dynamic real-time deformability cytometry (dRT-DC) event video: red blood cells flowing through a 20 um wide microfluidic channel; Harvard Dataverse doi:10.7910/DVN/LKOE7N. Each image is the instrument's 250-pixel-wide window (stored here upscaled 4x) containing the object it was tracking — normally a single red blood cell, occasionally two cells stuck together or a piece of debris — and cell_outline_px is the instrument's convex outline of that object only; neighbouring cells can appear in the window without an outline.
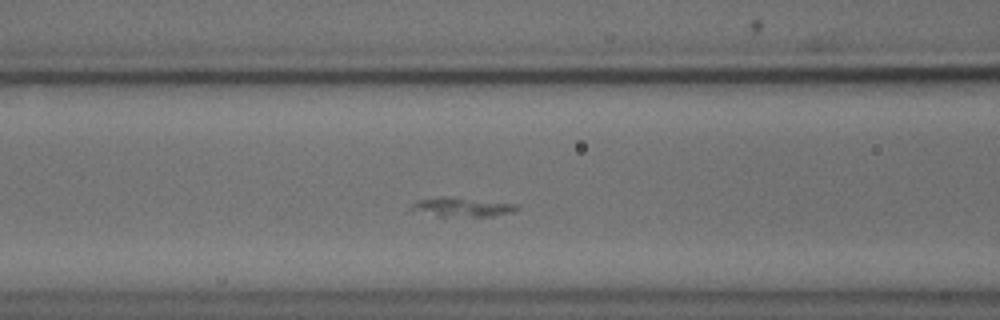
{"species": "common noctule bat (a hibernating species)", "species_latin": "Nyctalus noctula", "temperature_condition": "cold", "stored_images_in_passage": 24, "camera_frame_rate_fps": 3000, "um_per_image_px": 0.085, "animal": {"sex": "male", "body_mass_g": 18.8}, "frame": {"image": 1, "passage_image": 13, "time_ms": 4.0, "image_size_px": [1000, 320], "cell_outline_px": [[520, 208], [512, 212], [492, 216], [436, 216], [412, 208], [412, 204], [420, 200], [440, 196], [520, 204]], "centroid_in_image_um": [39.38, 17.6], "position_along_channel_um": 127.2, "area_um2": 11.33}}
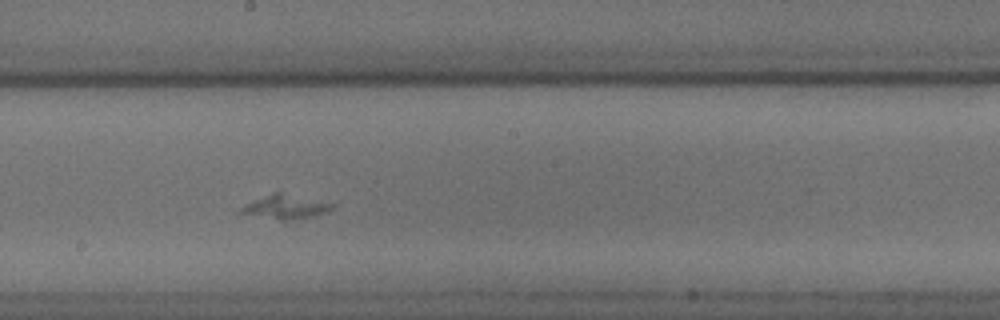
{"frame": {"image": 2, "passage_image": 21, "time_ms": 6.667, "image_size_px": [1000, 320], "cell_outline_px": [[332, 208], [328, 212], [284, 224], [236, 212], [240, 208], [256, 200], [276, 192], [280, 192], [332, 204]], "centroid_in_image_um": [24.21, 17.68], "position_along_channel_um": 224.0, "area_um2": 13.06}}
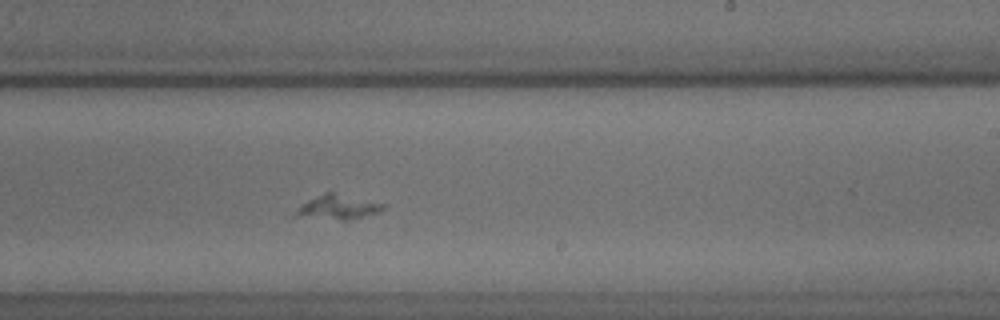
{"frame": {"image": 3, "passage_image": 24, "time_ms": 7.667, "image_size_px": [1000, 320], "cell_outline_px": [[384, 208], [380, 212], [348, 220], [340, 220], [292, 216], [296, 208], [308, 200], [332, 188], [384, 204]], "centroid_in_image_um": [28.71, 17.55], "position_along_channel_um": 260.3, "area_um2": 13.24}}